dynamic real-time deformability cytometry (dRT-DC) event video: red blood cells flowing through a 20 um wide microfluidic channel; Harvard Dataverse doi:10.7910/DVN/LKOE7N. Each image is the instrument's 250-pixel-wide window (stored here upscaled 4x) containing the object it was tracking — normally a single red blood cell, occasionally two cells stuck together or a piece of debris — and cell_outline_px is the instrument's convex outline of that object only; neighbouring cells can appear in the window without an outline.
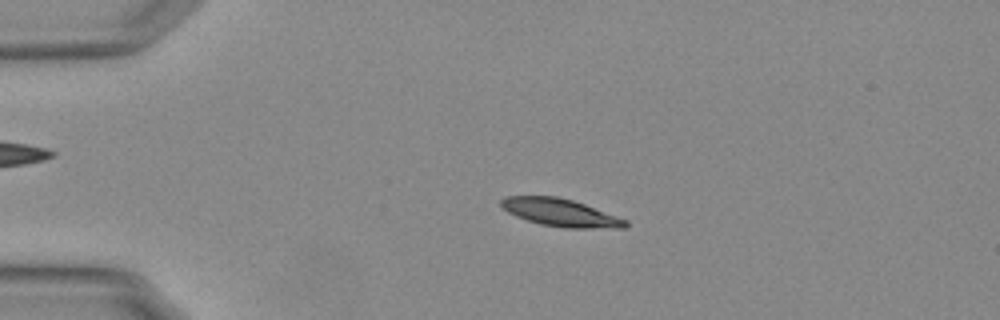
{"species": "Egyptian fruit bat (a non-hibernating species)", "species_latin": "Rousettus aegyptiacus", "temperature_condition": "warm", "stored_images_in_passage": 54, "camera_frame_rate_fps": 3000, "um_per_image_px": 0.085, "animal": {"sex": "female"}, "frame": {"image": 1, "passage_image": 12, "time_ms": 3.667, "image_size_px": [1000, 320], "cell_outline_px": [[628, 224], [624, 228], [568, 228], [540, 224], [516, 216], [508, 212], [500, 204], [500, 200], [504, 196], [556, 196], [572, 200], [584, 204], [628, 220]], "centroid_in_image_um": [47.64, 18.07], "position_along_channel_um": 37.4, "area_um2": 19.88}}
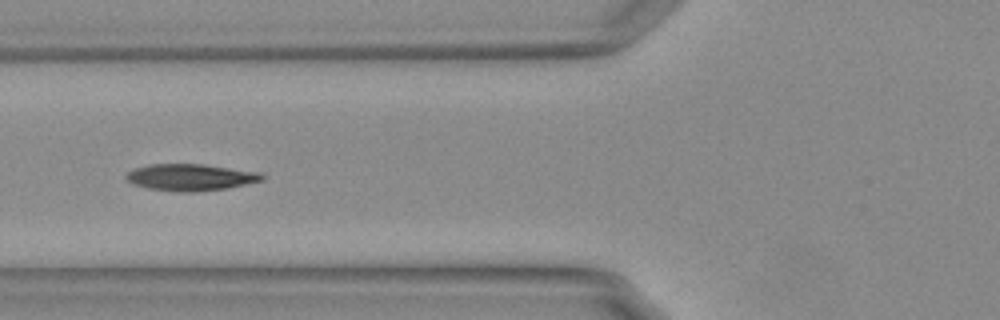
{"frame": {"image": 2, "passage_image": 21, "time_ms": 6.667, "image_size_px": [1000, 320], "cell_outline_px": [[264, 180], [228, 188], [196, 192], [176, 192], [148, 188], [132, 184], [124, 176], [128, 172], [136, 168], [148, 164], [204, 164], [260, 172], [264, 176]], "centroid_in_image_um": [16.2, 15.07], "position_along_channel_um": 109.6, "area_um2": 21.27}}
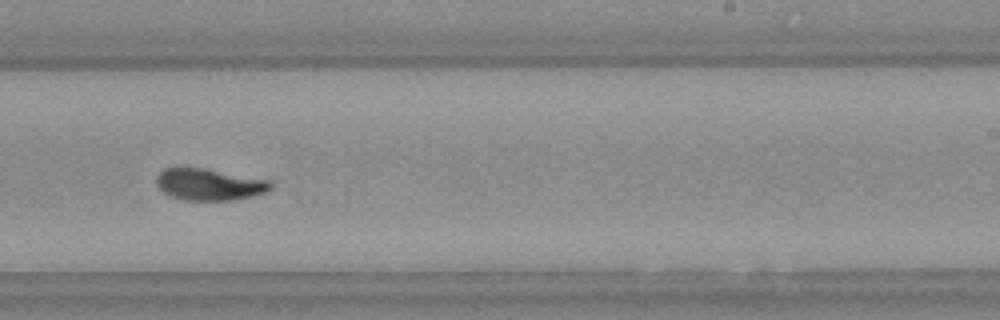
{"frame": {"image": 3, "passage_image": 34, "time_ms": 11.0, "image_size_px": [1000, 320], "cell_outline_px": [[272, 188], [264, 192], [252, 196], [236, 200], [184, 200], [172, 196], [164, 192], [156, 184], [156, 176], [164, 168], [204, 168], [268, 180], [272, 184]], "centroid_in_image_um": [17.77, 15.68], "position_along_channel_um": 271.2, "area_um2": 20.87}, "authors_computed_cell_mechanics": {"area_um2": 20.5768, "velocity_mm_per_s": 3.7385, "shape_relaxation_time_tau1_ms": 2.8071, "shape_relaxation_time_tau2_ms": 1.9458, "deformation_change_tau1": 0.1553, "deformation_change_tau2": 0.0703}}